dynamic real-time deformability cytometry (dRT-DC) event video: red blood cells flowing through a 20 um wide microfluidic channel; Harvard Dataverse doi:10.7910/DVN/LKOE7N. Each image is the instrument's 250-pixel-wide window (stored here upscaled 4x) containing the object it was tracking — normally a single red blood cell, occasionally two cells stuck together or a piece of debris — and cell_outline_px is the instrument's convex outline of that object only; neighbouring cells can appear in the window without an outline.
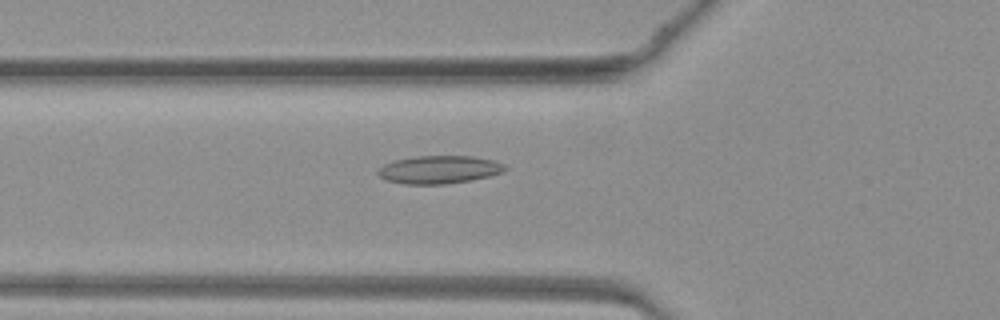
{"species": "common noctule bat (a hibernating species)", "species_latin": "Nyctalus noctula", "temperature_condition": "warm", "stored_images_in_passage": 34, "camera_frame_rate_fps": 3000, "um_per_image_px": 0.085, "animal": {"sex": "female", "body_mass_g": 19.3, "forearm_length_mm": 54.1}, "frame": {"image": 1, "passage_image": 4, "time_ms": 1.0, "image_size_px": [1000, 320], "cell_outline_px": [[508, 168], [500, 172], [488, 176], [472, 180], [444, 184], [404, 184], [384, 180], [376, 172], [384, 164], [396, 160], [416, 156], [472, 156], [492, 160], [504, 164]], "centroid_in_image_um": [37.3, 14.42], "position_along_channel_um": 88.5, "area_um2": 20.58}}
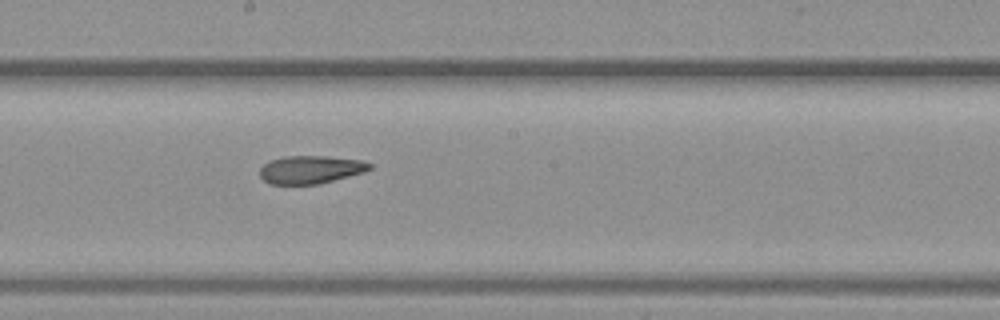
{"frame": {"image": 2, "passage_image": 13, "time_ms": 4.0, "image_size_px": [1000, 320], "cell_outline_px": [[372, 168], [364, 172], [320, 184], [268, 184], [260, 176], [260, 168], [268, 160], [284, 156], [324, 156], [364, 160], [372, 164]], "centroid_in_image_um": [26.4, 14.41], "position_along_channel_um": 221.8, "area_um2": 18.09}}
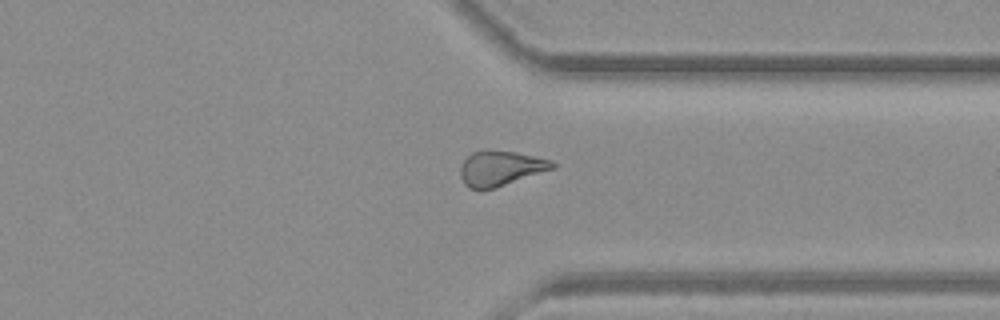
{"frame": {"image": 3, "passage_image": 23, "time_ms": 7.333, "image_size_px": [1000, 320], "cell_outline_px": [[556, 168], [496, 188], [468, 188], [464, 184], [460, 176], [460, 168], [464, 160], [472, 152], [516, 152], [552, 160], [556, 164]], "centroid_in_image_um": [42.58, 14.33], "position_along_channel_um": 368.8, "area_um2": 18.44}}